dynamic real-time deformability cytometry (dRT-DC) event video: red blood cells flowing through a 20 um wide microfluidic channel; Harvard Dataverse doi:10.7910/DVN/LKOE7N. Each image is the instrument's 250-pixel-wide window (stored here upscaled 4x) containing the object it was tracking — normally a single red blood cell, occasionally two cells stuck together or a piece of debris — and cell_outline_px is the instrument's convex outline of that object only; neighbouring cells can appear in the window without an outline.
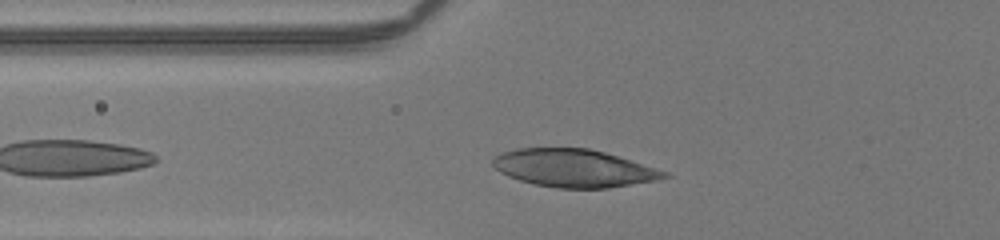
{"species": "human", "species_latin": "Homo sapiens", "temperature_condition": "room temperature", "stored_images_in_passage": 29, "camera_frame_rate_fps": 3000, "um_per_image_px": 0.085, "donor": {"sex": "male"}, "frame": {"image": 1, "passage_image": 5, "time_ms": 1.333, "image_size_px": [1000, 240], "cell_outline_px": [[672, 176], [656, 180], [608, 188], [556, 188], [536, 184], [520, 180], [508, 176], [500, 172], [492, 164], [492, 156], [500, 152], [516, 148], [588, 148], [604, 152], [668, 172]], "centroid_in_image_um": [48.74, 14.29], "position_along_channel_um": 77.1, "area_um2": 37.63}}
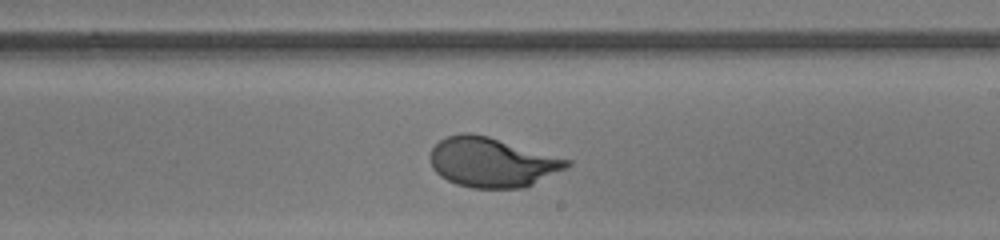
{"frame": {"image": 2, "passage_image": 18, "time_ms": 5.667, "image_size_px": [1000, 240], "cell_outline_px": [[572, 164], [568, 168], [524, 188], [472, 188], [456, 184], [440, 176], [432, 168], [432, 148], [440, 140], [448, 136], [460, 132], [472, 132], [488, 136], [572, 160]], "centroid_in_image_um": [41.86, 13.79], "position_along_channel_um": 247.1, "area_um2": 39.59}}
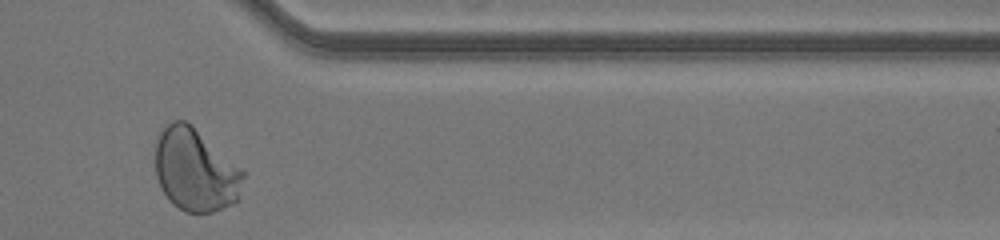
{"frame": {"image": 3, "passage_image": 29, "time_ms": 9.333, "image_size_px": [1000, 240], "cell_outline_px": [[244, 176], [236, 200], [232, 204], [212, 212], [184, 212], [172, 204], [168, 200], [160, 188], [156, 176], [156, 140], [160, 132], [172, 120], [184, 120], [192, 124], [244, 172]], "centroid_in_image_um": [16.56, 14.45], "position_along_channel_um": 394.8, "area_um2": 42.08}, "authors_computed_cell_mechanics": {"area_um2": 39.0728, "velocity_mm_per_s": 4.0759, "shape_relaxation_time_tau1_ms": 3.3678, "shape_relaxation_time_tau2_ms": null, "deformation_change_tau1": 0.199, "deformation_change_tau2": null}}